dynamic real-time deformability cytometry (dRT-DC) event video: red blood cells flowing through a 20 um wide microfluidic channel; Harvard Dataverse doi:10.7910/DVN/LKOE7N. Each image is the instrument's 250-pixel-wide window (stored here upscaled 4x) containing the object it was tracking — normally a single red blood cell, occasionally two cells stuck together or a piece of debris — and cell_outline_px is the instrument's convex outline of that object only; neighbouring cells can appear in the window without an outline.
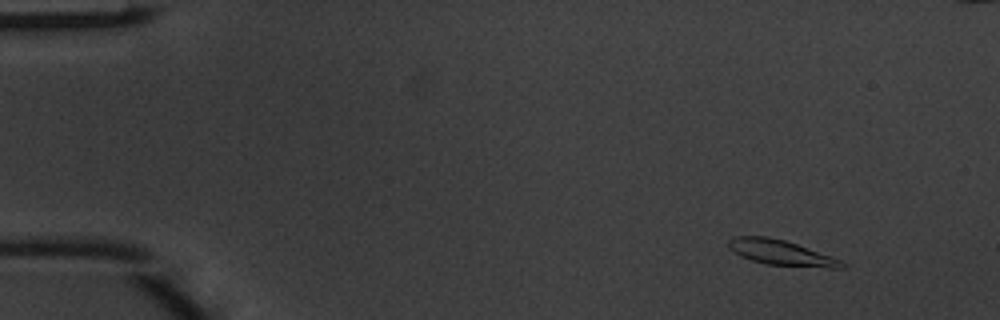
{"species": "common noctule bat (a hibernating species)", "species_latin": "Nyctalus noctula", "temperature_condition": "warm", "stored_images_in_passage": 5, "segment_of_instrument_passage": [1, 2], "camera_frame_rate_fps": 3000, "um_per_image_px": 0.085, "animal": {"sex": "male", "body_mass_g": 20.1, "forearm_length_mm": 53.5}, "frame": {"image": 1, "passage_image": 2, "time_ms": 0.333, "image_size_px": [1000, 320], "cell_outline_px": [[848, 264], [844, 268], [828, 268], [768, 264], [752, 260], [740, 256], [728, 248], [728, 240], [736, 236], [768, 236], [784, 240], [832, 256]], "centroid_in_image_um": [66.4, 21.48], "position_along_channel_um": 18.6, "area_um2": 16.59}}
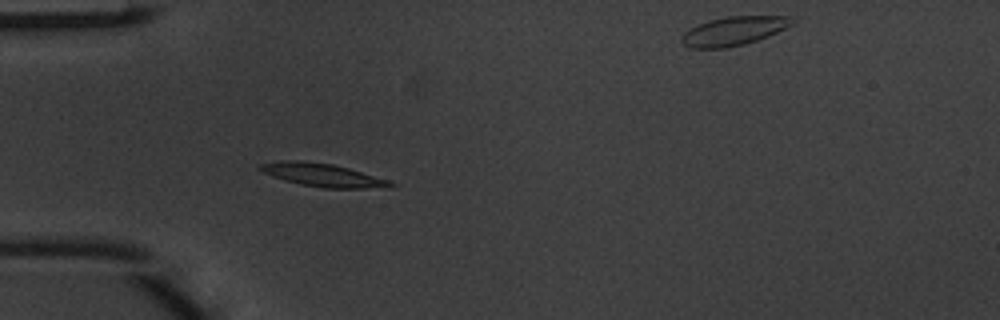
{"frame": {"image": 2, "passage_image": 4, "time_ms": 1.0, "image_size_px": [1000, 320], "cell_outline_px": [[396, 184], [392, 188], [324, 188], [300, 184], [284, 180], [272, 176], [256, 168], [260, 164], [280, 160], [304, 160], [332, 164], [348, 168], [388, 180]], "centroid_in_image_um": [27.41, 14.87], "position_along_channel_um": 57.6, "area_um2": 17.63}}